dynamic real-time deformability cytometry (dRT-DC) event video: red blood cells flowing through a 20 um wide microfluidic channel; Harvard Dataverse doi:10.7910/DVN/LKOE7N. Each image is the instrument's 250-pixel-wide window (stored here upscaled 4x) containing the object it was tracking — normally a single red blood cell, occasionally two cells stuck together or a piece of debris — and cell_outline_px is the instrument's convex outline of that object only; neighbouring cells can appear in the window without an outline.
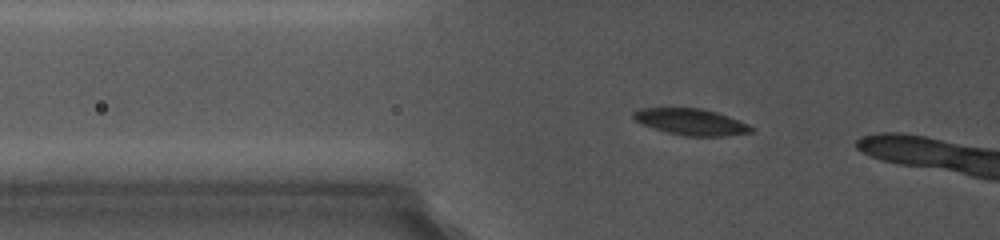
{"species": "common noctule bat (a hibernating species)", "species_latin": "Nyctalus noctula", "temperature_condition": "cold", "stored_images_in_passage": 13, "camera_frame_rate_fps": 5000, "um_per_image_px": 0.085, "animal": {"sex": "female", "body_mass_g": 19.0, "forearm_length_mm": 56.7}, "frame": {"image": 1, "passage_image": 4, "time_ms": 2.4, "image_size_px": [1000, 240], "cell_outline_px": [[752, 132], [724, 136], [684, 136], [668, 132], [644, 124], [636, 120], [632, 116], [632, 112], [644, 108], [700, 108], [736, 120], [752, 128]], "centroid_in_image_um": [58.68, 10.36], "position_along_channel_um": 67.1, "area_um2": 17.34}}
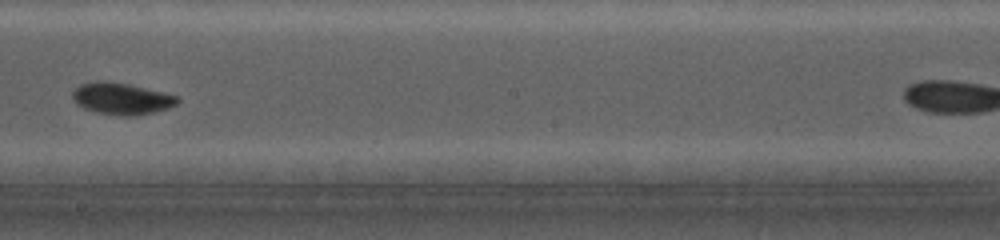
{"frame": {"image": 2, "passage_image": 10, "time_ms": 7.4, "image_size_px": [1000, 240], "cell_outline_px": [[180, 100], [176, 104], [152, 112], [132, 116], [124, 116], [96, 112], [84, 108], [72, 96], [72, 92], [80, 84], [124, 84], [176, 96]], "centroid_in_image_um": [10.34, 8.44], "position_along_channel_um": 237.9, "area_um2": 17.86}}